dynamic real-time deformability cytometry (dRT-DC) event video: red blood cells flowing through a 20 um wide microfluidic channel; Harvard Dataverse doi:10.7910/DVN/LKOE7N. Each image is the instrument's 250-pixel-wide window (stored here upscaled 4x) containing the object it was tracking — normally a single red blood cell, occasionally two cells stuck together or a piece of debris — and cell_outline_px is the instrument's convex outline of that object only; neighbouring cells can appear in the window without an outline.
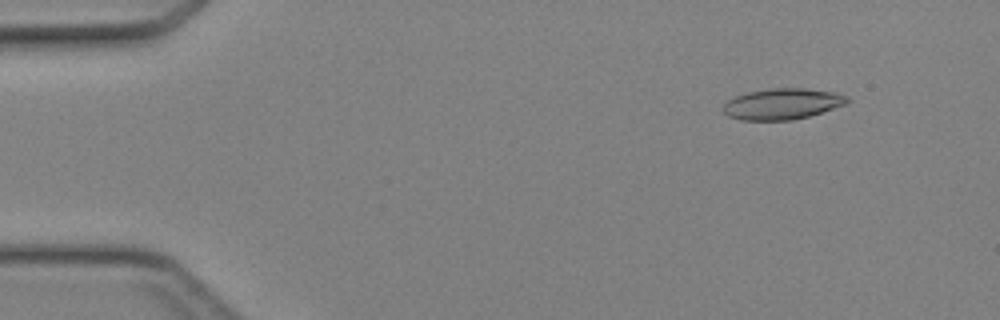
{"species": "Egyptian fruit bat (a non-hibernating species)", "species_latin": "Rousettus aegyptiacus", "temperature_condition": "cold", "stored_images_in_passage": 45, "camera_frame_rate_fps": 3000, "um_per_image_px": 0.085, "animal": {"sex": "female"}, "frame": {"image": 1, "passage_image": 5, "time_ms": 1.333, "image_size_px": [1000, 320], "cell_outline_px": [[848, 104], [808, 116], [792, 120], [740, 120], [728, 116], [720, 108], [728, 100], [736, 96], [748, 92], [768, 88], [804, 88], [836, 92], [848, 96]], "centroid_in_image_um": [66.49, 8.83], "position_along_channel_um": 18.5, "area_um2": 22.54}}
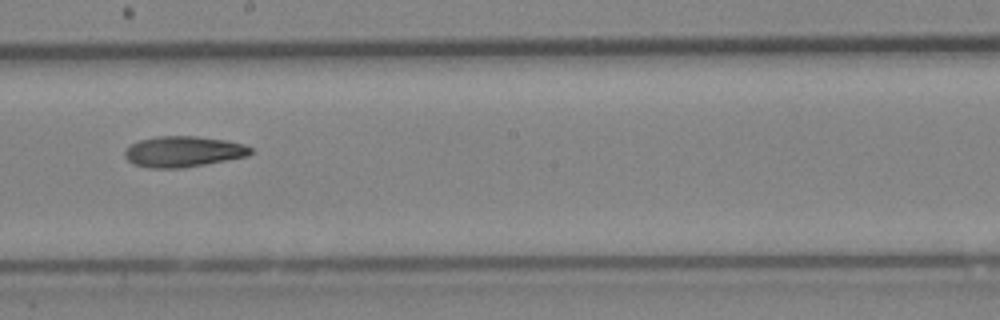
{"frame": {"image": 2, "passage_image": 26, "time_ms": 8.333, "image_size_px": [1000, 320], "cell_outline_px": [[252, 152], [248, 156], [184, 168], [148, 168], [132, 164], [124, 156], [124, 152], [132, 144], [140, 140], [156, 136], [196, 136], [228, 140], [244, 144], [252, 148]], "centroid_in_image_um": [15.59, 12.89], "position_along_channel_um": 232.6, "area_um2": 22.72}}
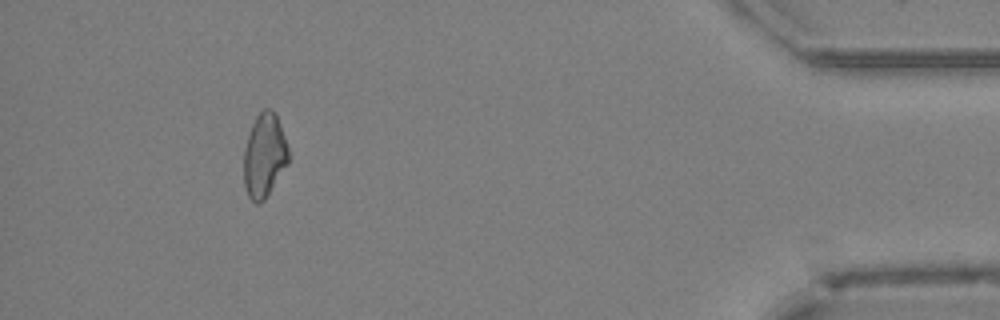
{"frame": {"image": 3, "passage_image": 42, "time_ms": 13.667, "image_size_px": [1000, 320], "cell_outline_px": [[288, 164], [264, 200], [260, 204], [256, 204], [248, 196], [244, 184], [244, 148], [252, 124], [256, 116], [264, 108], [272, 108], [276, 116], [284, 136], [288, 148]], "centroid_in_image_um": [22.46, 13.23], "position_along_channel_um": 412.7, "area_um2": 21.68}}